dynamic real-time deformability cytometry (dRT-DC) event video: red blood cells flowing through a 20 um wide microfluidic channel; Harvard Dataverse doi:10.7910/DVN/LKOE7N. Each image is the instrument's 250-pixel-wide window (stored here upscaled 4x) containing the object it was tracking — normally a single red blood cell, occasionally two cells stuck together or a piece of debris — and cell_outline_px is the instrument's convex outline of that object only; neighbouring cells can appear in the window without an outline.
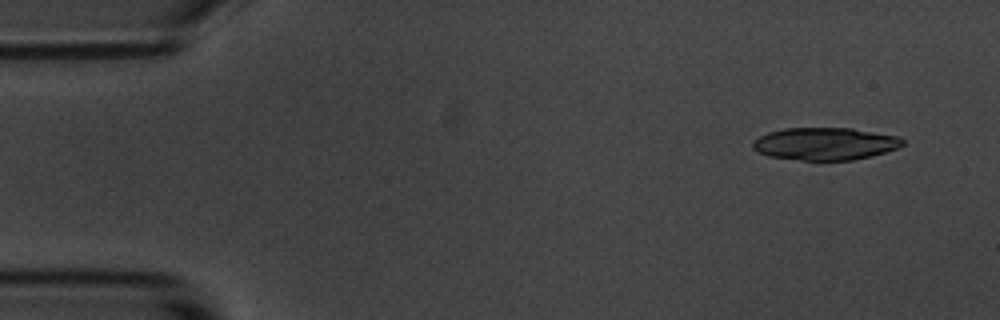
{"species": "common noctule bat (a hibernating species)", "species_latin": "Nyctalus noctula", "temperature_condition": "room temperature", "stored_images_in_passage": 4, "camera_frame_rate_fps": 3000, "um_per_image_px": 0.085, "animal": {"sex": "male", "body_mass_g": 20.1, "forearm_length_mm": 53.5}, "frame": {"image": 1, "passage_image": 1, "time_ms": 0.0, "image_size_px": [1000, 320], "cell_outline_px": [[904, 144], [896, 148], [884, 152], [852, 160], [800, 160], [768, 156], [756, 152], [752, 148], [752, 140], [768, 132], [784, 128], [852, 128], [900, 136], [904, 140]], "centroid_in_image_um": [70.09, 12.21], "position_along_channel_um": 14.9, "area_um2": 28.44}}